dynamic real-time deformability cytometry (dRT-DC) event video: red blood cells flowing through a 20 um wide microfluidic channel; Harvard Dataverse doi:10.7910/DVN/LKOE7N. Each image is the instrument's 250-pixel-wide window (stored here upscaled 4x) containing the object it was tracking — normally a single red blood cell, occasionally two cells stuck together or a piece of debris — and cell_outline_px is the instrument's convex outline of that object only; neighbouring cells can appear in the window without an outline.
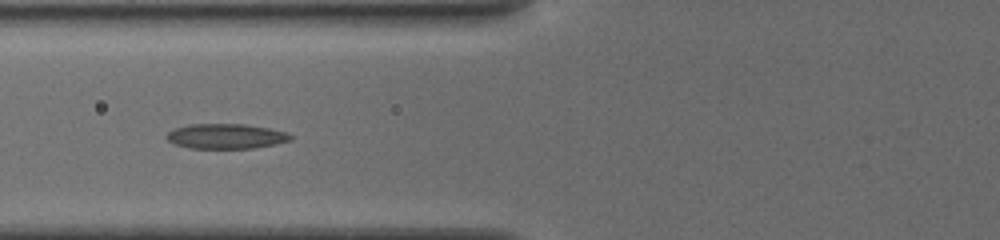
{"species": "common noctule bat (a hibernating species)", "species_latin": "Nyctalus noctula", "temperature_condition": "cold", "stored_images_in_passage": 9, "camera_frame_rate_fps": 3000, "um_per_image_px": 0.085, "animal": {"sex": "female", "body_mass_g": 19.5, "forearm_length_mm": 54.1}, "frame": {"image": 1, "passage_image": 6, "time_ms": 2.0, "image_size_px": [1000, 240], "cell_outline_px": [[296, 136], [292, 140], [276, 144], [252, 148], [188, 148], [176, 144], [168, 140], [164, 136], [168, 132], [176, 128], [188, 124], [244, 124], [268, 128], [288, 132]], "centroid_in_image_um": [19.25, 11.58], "position_along_channel_um": 106.5, "area_um2": 18.15}}
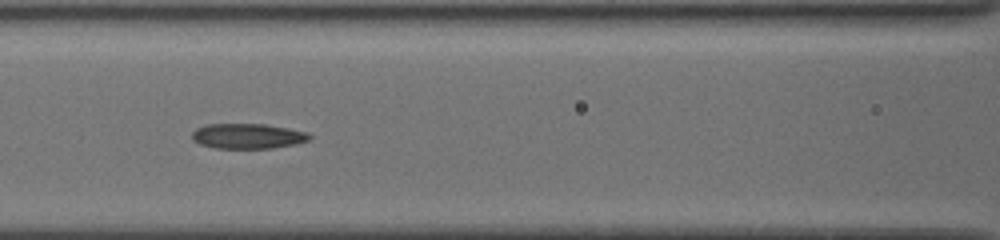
{"frame": {"image": 2, "passage_image": 7, "time_ms": 3.0, "image_size_px": [1000, 240], "cell_outline_px": [[312, 140], [296, 144], [272, 148], [216, 148], [200, 144], [192, 140], [192, 132], [196, 128], [208, 124], [264, 124], [288, 128], [308, 132], [312, 136]], "centroid_in_image_um": [21.09, 11.57], "position_along_channel_um": 145.5, "area_um2": 17.34}}
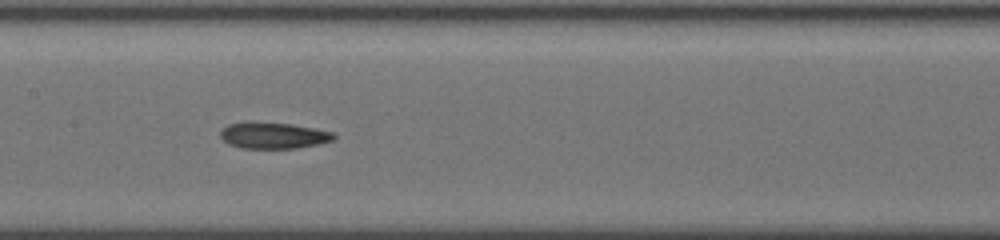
{"frame": {"image": 3, "passage_image": 8, "time_ms": 4.0, "image_size_px": [1000, 240], "cell_outline_px": [[336, 140], [320, 144], [296, 148], [240, 148], [228, 144], [220, 136], [220, 132], [228, 124], [248, 120], [292, 124], [316, 128], [332, 132], [336, 136]], "centroid_in_image_um": [23.25, 11.5], "position_along_channel_um": 184.2, "area_um2": 17.8}}